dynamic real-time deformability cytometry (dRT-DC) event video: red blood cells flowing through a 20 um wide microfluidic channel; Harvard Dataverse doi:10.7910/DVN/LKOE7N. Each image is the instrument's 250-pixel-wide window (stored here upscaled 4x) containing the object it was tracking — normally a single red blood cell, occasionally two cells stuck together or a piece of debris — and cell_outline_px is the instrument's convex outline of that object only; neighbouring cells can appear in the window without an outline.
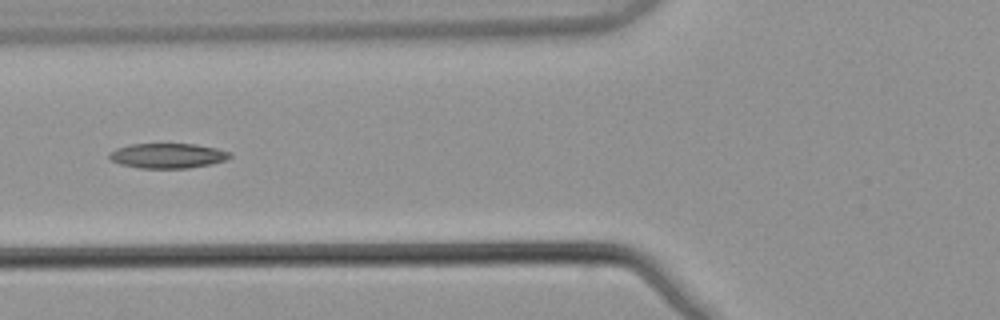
{"species": "common noctule bat (a hibernating species)", "species_latin": "Nyctalus noctula", "temperature_condition": "warm", "stored_images_in_passage": 6, "camera_frame_rate_fps": 3000, "um_per_image_px": 0.085, "animal": {"sex": "male", "body_mass_g": 21.5, "forearm_length_mm": 52.0}, "frame": {"image": 1, "passage_image": 6, "time_ms": 1.667, "image_size_px": [1000, 320], "cell_outline_px": [[232, 156], [228, 160], [212, 164], [188, 168], [140, 168], [120, 164], [108, 160], [108, 156], [116, 148], [128, 144], [196, 144], [216, 148], [228, 152]], "centroid_in_image_um": [14.24, 13.24], "position_along_channel_um": 111.6, "area_um2": 17.63}}